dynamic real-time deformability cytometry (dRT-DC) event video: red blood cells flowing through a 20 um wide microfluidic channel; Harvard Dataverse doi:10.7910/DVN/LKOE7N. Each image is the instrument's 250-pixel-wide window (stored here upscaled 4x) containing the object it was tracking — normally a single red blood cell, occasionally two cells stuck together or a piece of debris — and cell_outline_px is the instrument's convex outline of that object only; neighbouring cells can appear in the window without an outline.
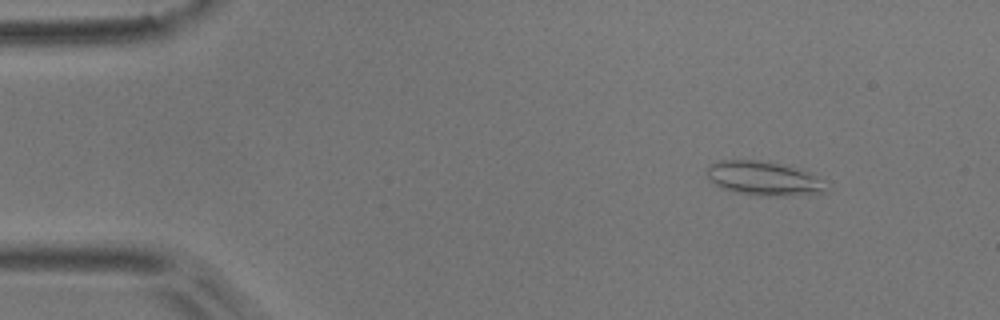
{"species": "common noctule bat (a hibernating species)", "species_latin": "Nyctalus noctula", "temperature_condition": "room temperature", "stored_images_in_passage": 9, "camera_frame_rate_fps": 3000, "um_per_image_px": 0.085, "animal": {"sex": "male", "body_mass_g": 17.9}, "frame": {"image": 1, "passage_image": 1, "time_ms": 0.0, "image_size_px": [1000, 320], "cell_outline_px": [[832, 188], [824, 192], [792, 196], [768, 196], [736, 192], [724, 188], [708, 180], [708, 164], [720, 160], [756, 160], [784, 164], [800, 168], [808, 172]], "centroid_in_image_um": [64.95, 15.16], "position_along_channel_um": 20.0, "area_um2": 23.76}}
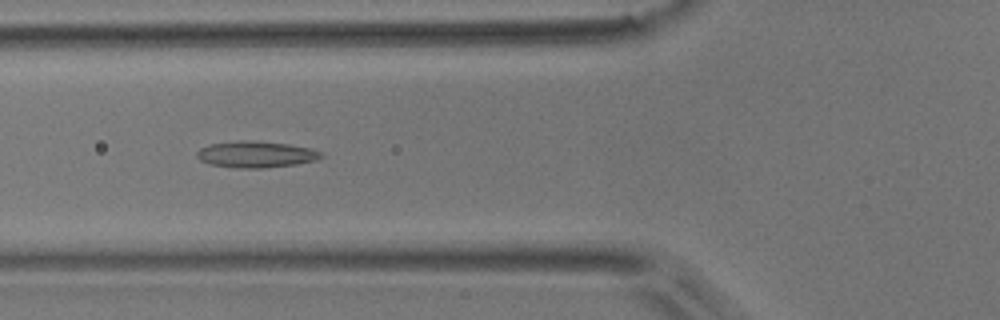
{"frame": {"image": 2, "passage_image": 4, "time_ms": 1.0, "image_size_px": [1000, 320], "cell_outline_px": [[324, 156], [316, 160], [296, 164], [264, 168], [236, 168], [208, 164], [200, 160], [196, 156], [196, 152], [200, 148], [212, 144], [236, 140], [256, 140], [288, 144], [312, 148], [320, 152]], "centroid_in_image_um": [21.74, 13.12], "position_along_channel_um": 104.1, "area_um2": 19.31}}
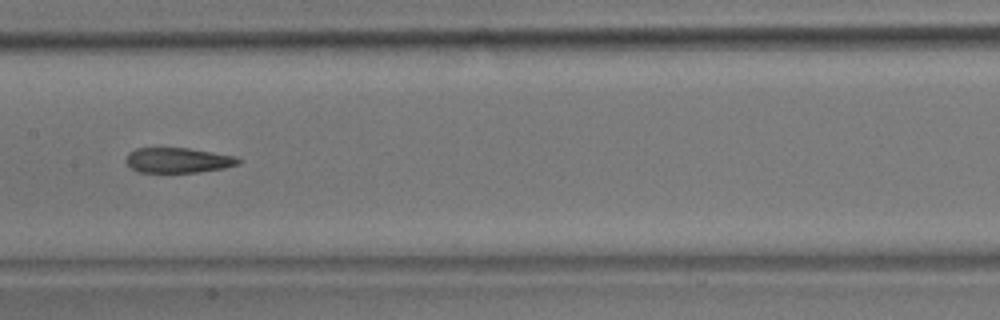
{"frame": {"image": 3, "passage_image": 6, "time_ms": 1.667, "image_size_px": [1000, 320], "cell_outline_px": [[240, 164], [224, 168], [196, 172], [136, 172], [124, 160], [128, 152], [136, 148], [188, 148], [236, 156], [240, 160]], "centroid_in_image_um": [15.11, 13.62], "position_along_channel_um": 192.3, "area_um2": 16.47}}